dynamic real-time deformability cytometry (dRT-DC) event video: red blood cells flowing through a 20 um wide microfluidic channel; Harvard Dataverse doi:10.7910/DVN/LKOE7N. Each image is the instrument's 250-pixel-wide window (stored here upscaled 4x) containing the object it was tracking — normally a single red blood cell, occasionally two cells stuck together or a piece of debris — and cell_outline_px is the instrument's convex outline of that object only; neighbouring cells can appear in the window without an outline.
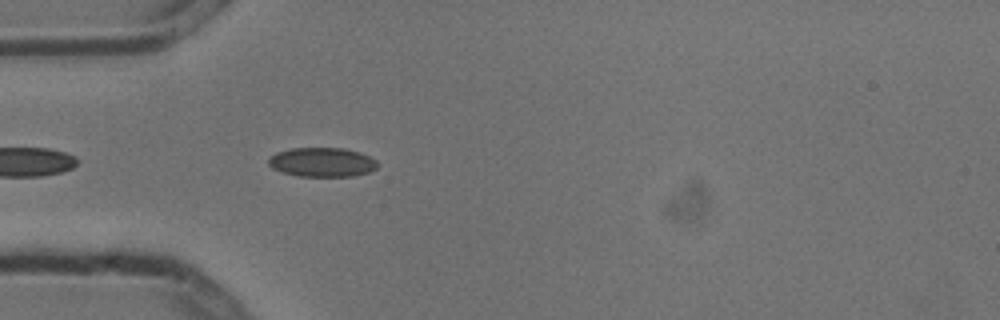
{"species": "common noctule bat (a hibernating species)", "species_latin": "Nyctalus noctula", "temperature_condition": "cold", "stored_images_in_passage": 5, "camera_frame_rate_fps": 3000, "um_per_image_px": 0.085, "animal": {"sex": "male", "body_mass_g": 13.3}, "frame": {"image": 1, "passage_image": 5, "time_ms": 1.333, "image_size_px": [1000, 320], "cell_outline_px": [[376, 168], [368, 172], [352, 176], [300, 176], [284, 172], [272, 168], [268, 164], [268, 160], [276, 152], [292, 148], [344, 148], [360, 152], [376, 160]], "centroid_in_image_um": [27.37, 13.78], "position_along_channel_um": 57.6, "area_um2": 18.38}}